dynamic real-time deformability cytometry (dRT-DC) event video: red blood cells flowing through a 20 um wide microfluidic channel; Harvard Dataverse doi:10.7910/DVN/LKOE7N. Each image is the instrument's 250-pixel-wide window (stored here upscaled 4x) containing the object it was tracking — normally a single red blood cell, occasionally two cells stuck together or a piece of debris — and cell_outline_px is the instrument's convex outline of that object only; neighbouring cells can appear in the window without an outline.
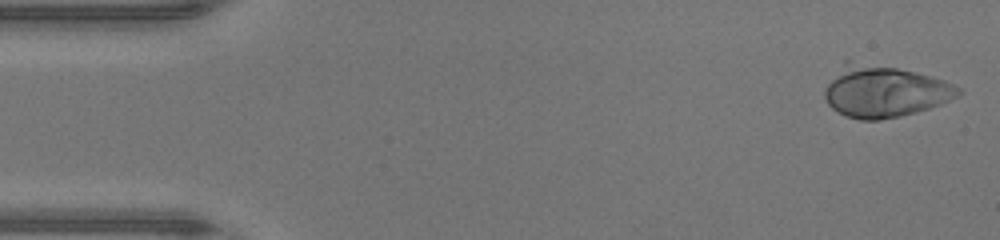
{"species": "human", "species_latin": "Homo sapiens", "temperature_condition": "warm", "stored_images_in_passage": 43, "camera_frame_rate_fps": 3000, "um_per_image_px": 0.085, "donor": {"sex": "male"}, "frame": {"image": 1, "passage_image": 1, "time_ms": 0.0, "image_size_px": [1000, 240], "cell_outline_px": [[964, 92], [940, 104], [916, 112], [900, 116], [880, 120], [860, 120], [848, 116], [832, 108], [828, 104], [824, 96], [824, 92], [828, 84], [844, 60], [848, 60], [896, 68], [916, 72], [944, 80], [960, 88]], "centroid_in_image_um": [75.17, 7.76], "position_along_channel_um": 9.8, "area_um2": 39.82}}
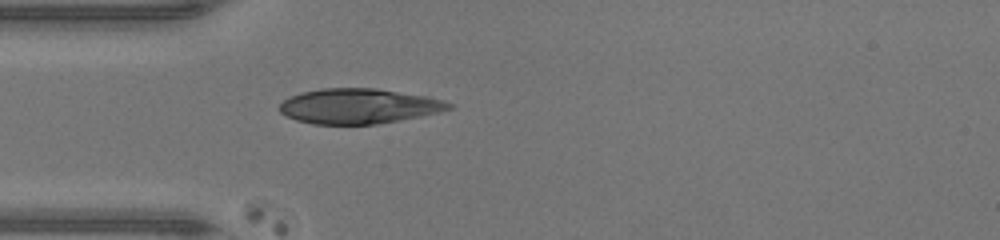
{"frame": {"image": 2, "passage_image": 13, "time_ms": 4.0, "image_size_px": [1000, 240], "cell_outline_px": [[452, 108], [420, 116], [400, 120], [376, 124], [312, 124], [296, 120], [280, 112], [280, 104], [288, 96], [300, 92], [320, 88], [376, 88], [428, 96], [444, 100], [452, 104]], "centroid_in_image_um": [30.47, 9.01], "position_along_channel_um": 54.5, "area_um2": 34.62}}